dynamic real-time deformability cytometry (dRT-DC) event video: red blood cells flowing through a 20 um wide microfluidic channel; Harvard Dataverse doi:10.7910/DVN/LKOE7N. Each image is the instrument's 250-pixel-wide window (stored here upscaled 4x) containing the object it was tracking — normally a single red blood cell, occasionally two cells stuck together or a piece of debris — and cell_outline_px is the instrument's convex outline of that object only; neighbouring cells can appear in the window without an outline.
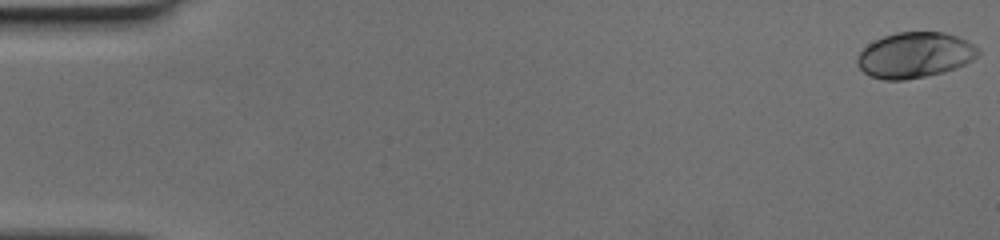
{"species": "human", "species_latin": "Homo sapiens", "temperature_condition": "cold", "stored_images_in_passage": 48, "camera_frame_rate_fps": 3000, "um_per_image_px": 0.085, "donor": {"sex": "female"}, "frame": {"image": 1, "passage_image": 1, "time_ms": 0.0, "image_size_px": [1000, 240], "cell_outline_px": [[980, 52], [972, 60], [956, 68], [944, 72], [904, 80], [884, 80], [872, 76], [864, 72], [860, 68], [856, 60], [860, 52], [868, 44], [884, 36], [896, 32], [940, 32], [956, 36], [972, 44]], "centroid_in_image_um": [77.74, 4.69], "position_along_channel_um": 7.3, "area_um2": 31.67}}
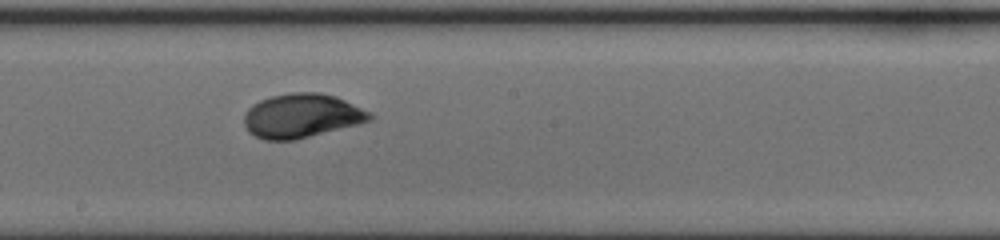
{"frame": {"image": 2, "passage_image": 30, "time_ms": 9.667, "image_size_px": [1000, 240], "cell_outline_px": [[372, 120], [296, 140], [264, 140], [248, 132], [244, 124], [244, 116], [248, 108], [252, 104], [260, 100], [272, 96], [288, 92], [320, 92], [336, 96], [372, 112]], "centroid_in_image_um": [25.64, 9.83], "position_along_channel_um": 222.6, "area_um2": 32.43}}
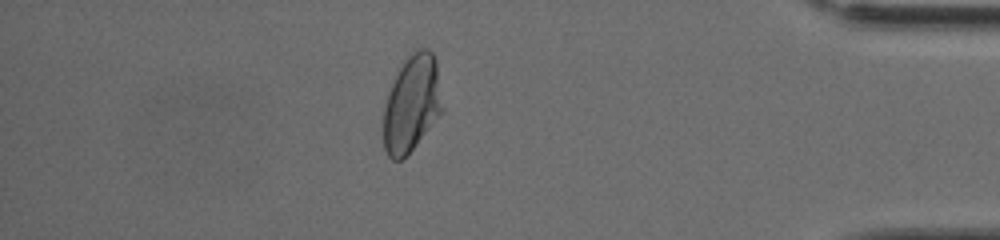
{"frame": {"image": 3, "passage_image": 46, "time_ms": 15.0, "image_size_px": [1000, 240], "cell_outline_px": [[444, 108], [412, 148], [400, 160], [392, 160], [388, 156], [384, 148], [384, 108], [388, 92], [392, 80], [404, 60], [412, 52], [420, 48], [428, 48], [432, 52], [436, 60]], "centroid_in_image_um": [35.0, 8.75], "position_along_channel_um": 400.2, "area_um2": 32.89}}